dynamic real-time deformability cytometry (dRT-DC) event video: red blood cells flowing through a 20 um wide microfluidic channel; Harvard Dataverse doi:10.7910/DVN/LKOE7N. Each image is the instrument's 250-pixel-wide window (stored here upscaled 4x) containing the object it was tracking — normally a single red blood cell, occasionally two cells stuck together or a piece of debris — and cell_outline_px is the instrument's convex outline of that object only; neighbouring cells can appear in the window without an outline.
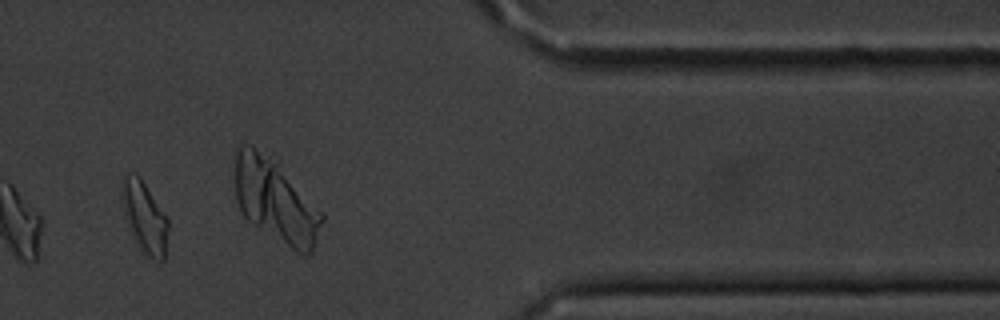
{"species": "common noctule bat (a hibernating species)", "species_latin": "Nyctalus noctula", "temperature_condition": "cold", "stored_images_in_passage": 15, "camera_frame_rate_fps": 3000, "um_per_image_px": 0.085, "animal": {"sex": "male", "body_mass_g": 20.1, "forearm_length_mm": 53.5}, "frame": {"image": 1, "passage_image": 13, "time_ms": 15.0, "image_size_px": [1000, 320], "cell_outline_px": [[168, 228], [164, 260], [152, 260], [136, 244], [128, 224], [120, 192], [120, 184], [124, 172], [136, 172], [140, 176], [168, 220]], "centroid_in_image_um": [12.25, 18.39], "position_along_channel_um": 399.1, "area_um2": 19.13}}